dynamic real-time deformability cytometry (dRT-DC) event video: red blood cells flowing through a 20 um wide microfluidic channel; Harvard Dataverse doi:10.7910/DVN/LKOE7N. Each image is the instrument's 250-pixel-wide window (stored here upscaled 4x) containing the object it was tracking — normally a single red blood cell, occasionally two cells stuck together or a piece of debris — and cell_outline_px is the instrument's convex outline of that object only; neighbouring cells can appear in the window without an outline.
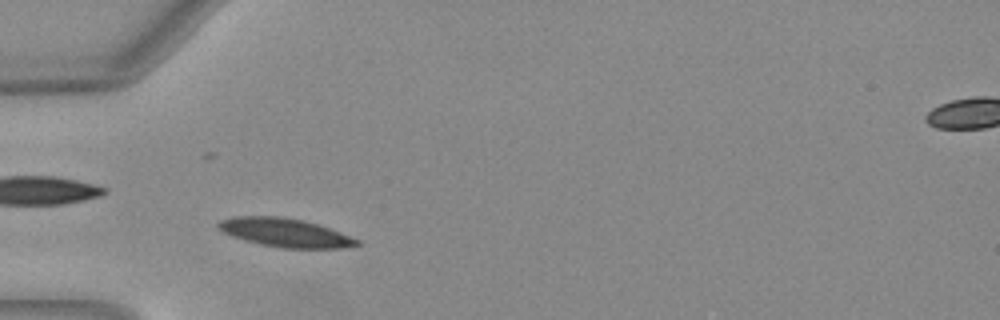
{"species": "Egyptian fruit bat (a non-hibernating species)", "species_latin": "Rousettus aegyptiacus", "temperature_condition": "warm", "stored_images_in_passage": 9, "camera_frame_rate_fps": 3000, "um_per_image_px": 0.085, "animal": {"sex": "female"}, "frame": {"image": 1, "passage_image": 7, "time_ms": 2.0, "image_size_px": [1000, 320], "cell_outline_px": [[360, 244], [340, 248], [280, 248], [260, 244], [244, 240], [232, 236], [216, 228], [216, 224], [220, 220], [236, 216], [280, 216], [300, 220], [316, 224], [340, 232], [360, 240]], "centroid_in_image_um": [24.18, 19.77], "position_along_channel_um": 60.8, "area_um2": 22.95}}